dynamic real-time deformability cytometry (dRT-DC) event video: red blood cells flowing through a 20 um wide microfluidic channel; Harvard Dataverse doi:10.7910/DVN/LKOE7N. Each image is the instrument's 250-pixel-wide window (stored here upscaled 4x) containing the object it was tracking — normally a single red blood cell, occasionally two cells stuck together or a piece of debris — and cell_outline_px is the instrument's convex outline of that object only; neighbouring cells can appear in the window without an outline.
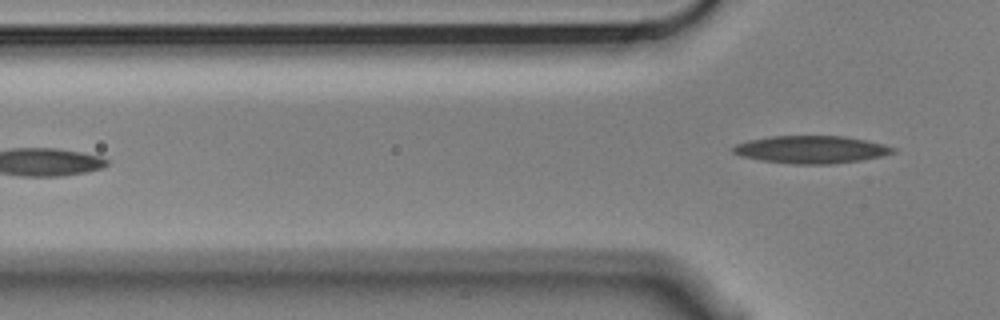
{"species": "Egyptian fruit bat (a non-hibernating species)", "species_latin": "Rousettus aegyptiacus", "temperature_condition": "cold", "stored_images_in_passage": 5, "camera_frame_rate_fps": 3000, "um_per_image_px": 0.085, "animal": {"sex": "male"}, "frame": {"image": 1, "passage_image": 5, "time_ms": 1.333, "image_size_px": [1000, 320], "cell_outline_px": [[896, 152], [880, 156], [860, 160], [832, 164], [792, 164], [760, 160], [740, 156], [732, 152], [732, 148], [736, 144], [748, 140], [768, 136], [844, 136], [884, 144], [896, 148]], "centroid_in_image_um": [68.92, 12.71], "position_along_channel_um": 56.9, "area_um2": 25.72}}